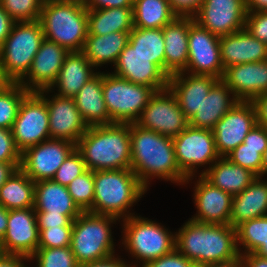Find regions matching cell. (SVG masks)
<instances>
[{
    "label": "cell",
    "instance_id": "obj_1",
    "mask_svg": "<svg viewBox=\"0 0 267 267\" xmlns=\"http://www.w3.org/2000/svg\"><path fill=\"white\" fill-rule=\"evenodd\" d=\"M131 170L148 189L153 178L184 185L187 177L179 170L173 138L130 124Z\"/></svg>",
    "mask_w": 267,
    "mask_h": 267
},
{
    "label": "cell",
    "instance_id": "obj_2",
    "mask_svg": "<svg viewBox=\"0 0 267 267\" xmlns=\"http://www.w3.org/2000/svg\"><path fill=\"white\" fill-rule=\"evenodd\" d=\"M176 233L175 249L195 266L230 262L240 257L236 229L189 219Z\"/></svg>",
    "mask_w": 267,
    "mask_h": 267
},
{
    "label": "cell",
    "instance_id": "obj_3",
    "mask_svg": "<svg viewBox=\"0 0 267 267\" xmlns=\"http://www.w3.org/2000/svg\"><path fill=\"white\" fill-rule=\"evenodd\" d=\"M76 149L91 171L131 169L130 124L89 126Z\"/></svg>",
    "mask_w": 267,
    "mask_h": 267
},
{
    "label": "cell",
    "instance_id": "obj_4",
    "mask_svg": "<svg viewBox=\"0 0 267 267\" xmlns=\"http://www.w3.org/2000/svg\"><path fill=\"white\" fill-rule=\"evenodd\" d=\"M146 192L147 188L131 169L94 171V199L89 212L129 218L135 215L130 213V207Z\"/></svg>",
    "mask_w": 267,
    "mask_h": 267
},
{
    "label": "cell",
    "instance_id": "obj_5",
    "mask_svg": "<svg viewBox=\"0 0 267 267\" xmlns=\"http://www.w3.org/2000/svg\"><path fill=\"white\" fill-rule=\"evenodd\" d=\"M39 22L45 39L81 52L88 35V10L77 0H45Z\"/></svg>",
    "mask_w": 267,
    "mask_h": 267
},
{
    "label": "cell",
    "instance_id": "obj_6",
    "mask_svg": "<svg viewBox=\"0 0 267 267\" xmlns=\"http://www.w3.org/2000/svg\"><path fill=\"white\" fill-rule=\"evenodd\" d=\"M44 39L39 20L15 22L0 47V73L6 82H20L27 75Z\"/></svg>",
    "mask_w": 267,
    "mask_h": 267
},
{
    "label": "cell",
    "instance_id": "obj_7",
    "mask_svg": "<svg viewBox=\"0 0 267 267\" xmlns=\"http://www.w3.org/2000/svg\"><path fill=\"white\" fill-rule=\"evenodd\" d=\"M117 220L120 221L114 216L87 211L73 221L70 247L78 265L115 254L111 225Z\"/></svg>",
    "mask_w": 267,
    "mask_h": 267
},
{
    "label": "cell",
    "instance_id": "obj_8",
    "mask_svg": "<svg viewBox=\"0 0 267 267\" xmlns=\"http://www.w3.org/2000/svg\"><path fill=\"white\" fill-rule=\"evenodd\" d=\"M122 221V244L141 267L175 250L176 233L160 223L138 215Z\"/></svg>",
    "mask_w": 267,
    "mask_h": 267
},
{
    "label": "cell",
    "instance_id": "obj_9",
    "mask_svg": "<svg viewBox=\"0 0 267 267\" xmlns=\"http://www.w3.org/2000/svg\"><path fill=\"white\" fill-rule=\"evenodd\" d=\"M102 90L112 124L136 123L156 92L151 87L135 84L110 72H103Z\"/></svg>",
    "mask_w": 267,
    "mask_h": 267
},
{
    "label": "cell",
    "instance_id": "obj_10",
    "mask_svg": "<svg viewBox=\"0 0 267 267\" xmlns=\"http://www.w3.org/2000/svg\"><path fill=\"white\" fill-rule=\"evenodd\" d=\"M173 145L179 170L187 177L184 184L192 181L194 176L197 177L195 174L199 167H206L209 164L208 168L200 172L202 175L220 158L215 146L214 134L209 129L188 125L184 131L173 137Z\"/></svg>",
    "mask_w": 267,
    "mask_h": 267
},
{
    "label": "cell",
    "instance_id": "obj_11",
    "mask_svg": "<svg viewBox=\"0 0 267 267\" xmlns=\"http://www.w3.org/2000/svg\"><path fill=\"white\" fill-rule=\"evenodd\" d=\"M11 131L16 148L21 153L50 139L48 108L37 92H30L23 99Z\"/></svg>",
    "mask_w": 267,
    "mask_h": 267
},
{
    "label": "cell",
    "instance_id": "obj_12",
    "mask_svg": "<svg viewBox=\"0 0 267 267\" xmlns=\"http://www.w3.org/2000/svg\"><path fill=\"white\" fill-rule=\"evenodd\" d=\"M136 124L173 138L185 130L188 120L180 109L176 96L166 88L151 96Z\"/></svg>",
    "mask_w": 267,
    "mask_h": 267
},
{
    "label": "cell",
    "instance_id": "obj_13",
    "mask_svg": "<svg viewBox=\"0 0 267 267\" xmlns=\"http://www.w3.org/2000/svg\"><path fill=\"white\" fill-rule=\"evenodd\" d=\"M76 145L58 139H48L21 153L20 169L33 181L53 179L58 168Z\"/></svg>",
    "mask_w": 267,
    "mask_h": 267
},
{
    "label": "cell",
    "instance_id": "obj_14",
    "mask_svg": "<svg viewBox=\"0 0 267 267\" xmlns=\"http://www.w3.org/2000/svg\"><path fill=\"white\" fill-rule=\"evenodd\" d=\"M219 41V36L194 21L189 26L188 63L183 72L194 75H210L221 80L224 68Z\"/></svg>",
    "mask_w": 267,
    "mask_h": 267
},
{
    "label": "cell",
    "instance_id": "obj_15",
    "mask_svg": "<svg viewBox=\"0 0 267 267\" xmlns=\"http://www.w3.org/2000/svg\"><path fill=\"white\" fill-rule=\"evenodd\" d=\"M246 0H204L194 21L222 37L245 28Z\"/></svg>",
    "mask_w": 267,
    "mask_h": 267
},
{
    "label": "cell",
    "instance_id": "obj_16",
    "mask_svg": "<svg viewBox=\"0 0 267 267\" xmlns=\"http://www.w3.org/2000/svg\"><path fill=\"white\" fill-rule=\"evenodd\" d=\"M37 93L46 101L50 138L66 140L76 145L89 126L80 114L74 99L56 94L50 98L47 95L50 93L49 89H43Z\"/></svg>",
    "mask_w": 267,
    "mask_h": 267
},
{
    "label": "cell",
    "instance_id": "obj_17",
    "mask_svg": "<svg viewBox=\"0 0 267 267\" xmlns=\"http://www.w3.org/2000/svg\"><path fill=\"white\" fill-rule=\"evenodd\" d=\"M256 124V112L252 102L238 101L212 129L220 157H225L242 144Z\"/></svg>",
    "mask_w": 267,
    "mask_h": 267
},
{
    "label": "cell",
    "instance_id": "obj_18",
    "mask_svg": "<svg viewBox=\"0 0 267 267\" xmlns=\"http://www.w3.org/2000/svg\"><path fill=\"white\" fill-rule=\"evenodd\" d=\"M38 243L39 230L34 207L8 210L7 230L1 242L4 254L30 258Z\"/></svg>",
    "mask_w": 267,
    "mask_h": 267
},
{
    "label": "cell",
    "instance_id": "obj_19",
    "mask_svg": "<svg viewBox=\"0 0 267 267\" xmlns=\"http://www.w3.org/2000/svg\"><path fill=\"white\" fill-rule=\"evenodd\" d=\"M68 54L66 48L44 39L33 59L30 71L19 82L20 85L30 92L49 89L56 81Z\"/></svg>",
    "mask_w": 267,
    "mask_h": 267
},
{
    "label": "cell",
    "instance_id": "obj_20",
    "mask_svg": "<svg viewBox=\"0 0 267 267\" xmlns=\"http://www.w3.org/2000/svg\"><path fill=\"white\" fill-rule=\"evenodd\" d=\"M114 66L112 73L130 82L151 87L155 91L168 88L169 77L149 58L133 50L129 43Z\"/></svg>",
    "mask_w": 267,
    "mask_h": 267
},
{
    "label": "cell",
    "instance_id": "obj_21",
    "mask_svg": "<svg viewBox=\"0 0 267 267\" xmlns=\"http://www.w3.org/2000/svg\"><path fill=\"white\" fill-rule=\"evenodd\" d=\"M194 188L197 212L190 219L205 224L230 225L233 196L212 185L202 175L198 176Z\"/></svg>",
    "mask_w": 267,
    "mask_h": 267
},
{
    "label": "cell",
    "instance_id": "obj_22",
    "mask_svg": "<svg viewBox=\"0 0 267 267\" xmlns=\"http://www.w3.org/2000/svg\"><path fill=\"white\" fill-rule=\"evenodd\" d=\"M221 80L239 101H252L267 93V60L229 66Z\"/></svg>",
    "mask_w": 267,
    "mask_h": 267
},
{
    "label": "cell",
    "instance_id": "obj_23",
    "mask_svg": "<svg viewBox=\"0 0 267 267\" xmlns=\"http://www.w3.org/2000/svg\"><path fill=\"white\" fill-rule=\"evenodd\" d=\"M219 80L210 75L179 72L169 77L168 88L176 96L180 109L189 121L200 108L203 99L207 97L211 88Z\"/></svg>",
    "mask_w": 267,
    "mask_h": 267
},
{
    "label": "cell",
    "instance_id": "obj_24",
    "mask_svg": "<svg viewBox=\"0 0 267 267\" xmlns=\"http://www.w3.org/2000/svg\"><path fill=\"white\" fill-rule=\"evenodd\" d=\"M223 68L267 60V44L256 39L246 28L220 37Z\"/></svg>",
    "mask_w": 267,
    "mask_h": 267
},
{
    "label": "cell",
    "instance_id": "obj_25",
    "mask_svg": "<svg viewBox=\"0 0 267 267\" xmlns=\"http://www.w3.org/2000/svg\"><path fill=\"white\" fill-rule=\"evenodd\" d=\"M193 17L177 16L163 27L165 45V74L171 75L183 72L188 63V34Z\"/></svg>",
    "mask_w": 267,
    "mask_h": 267
},
{
    "label": "cell",
    "instance_id": "obj_26",
    "mask_svg": "<svg viewBox=\"0 0 267 267\" xmlns=\"http://www.w3.org/2000/svg\"><path fill=\"white\" fill-rule=\"evenodd\" d=\"M94 69L96 68L82 52H69L49 92L57 88L56 95L74 98L80 89L98 73L94 72Z\"/></svg>",
    "mask_w": 267,
    "mask_h": 267
},
{
    "label": "cell",
    "instance_id": "obj_27",
    "mask_svg": "<svg viewBox=\"0 0 267 267\" xmlns=\"http://www.w3.org/2000/svg\"><path fill=\"white\" fill-rule=\"evenodd\" d=\"M263 216H267V181L257 176L244 191L233 195L230 225L236 228L245 221Z\"/></svg>",
    "mask_w": 267,
    "mask_h": 267
},
{
    "label": "cell",
    "instance_id": "obj_28",
    "mask_svg": "<svg viewBox=\"0 0 267 267\" xmlns=\"http://www.w3.org/2000/svg\"><path fill=\"white\" fill-rule=\"evenodd\" d=\"M232 95V96H231ZM239 100L227 85L219 80L203 99L200 108L188 121V125L212 130L215 124L230 111Z\"/></svg>",
    "mask_w": 267,
    "mask_h": 267
},
{
    "label": "cell",
    "instance_id": "obj_29",
    "mask_svg": "<svg viewBox=\"0 0 267 267\" xmlns=\"http://www.w3.org/2000/svg\"><path fill=\"white\" fill-rule=\"evenodd\" d=\"M34 210L49 212V214H63L72 221L82 213L74 203L67 187L53 179L35 183Z\"/></svg>",
    "mask_w": 267,
    "mask_h": 267
},
{
    "label": "cell",
    "instance_id": "obj_30",
    "mask_svg": "<svg viewBox=\"0 0 267 267\" xmlns=\"http://www.w3.org/2000/svg\"><path fill=\"white\" fill-rule=\"evenodd\" d=\"M102 82L103 72L98 71L73 98L88 126L112 124L103 98Z\"/></svg>",
    "mask_w": 267,
    "mask_h": 267
},
{
    "label": "cell",
    "instance_id": "obj_31",
    "mask_svg": "<svg viewBox=\"0 0 267 267\" xmlns=\"http://www.w3.org/2000/svg\"><path fill=\"white\" fill-rule=\"evenodd\" d=\"M202 176L232 196L244 191L257 177L249 169L231 163L226 157L217 159Z\"/></svg>",
    "mask_w": 267,
    "mask_h": 267
},
{
    "label": "cell",
    "instance_id": "obj_32",
    "mask_svg": "<svg viewBox=\"0 0 267 267\" xmlns=\"http://www.w3.org/2000/svg\"><path fill=\"white\" fill-rule=\"evenodd\" d=\"M130 32L107 35H87L82 53L96 69L107 63L115 65L118 56L129 43Z\"/></svg>",
    "mask_w": 267,
    "mask_h": 267
},
{
    "label": "cell",
    "instance_id": "obj_33",
    "mask_svg": "<svg viewBox=\"0 0 267 267\" xmlns=\"http://www.w3.org/2000/svg\"><path fill=\"white\" fill-rule=\"evenodd\" d=\"M133 28V7L88 10V35L131 32Z\"/></svg>",
    "mask_w": 267,
    "mask_h": 267
},
{
    "label": "cell",
    "instance_id": "obj_34",
    "mask_svg": "<svg viewBox=\"0 0 267 267\" xmlns=\"http://www.w3.org/2000/svg\"><path fill=\"white\" fill-rule=\"evenodd\" d=\"M35 182L20 168L0 188V205L7 210L34 207Z\"/></svg>",
    "mask_w": 267,
    "mask_h": 267
},
{
    "label": "cell",
    "instance_id": "obj_35",
    "mask_svg": "<svg viewBox=\"0 0 267 267\" xmlns=\"http://www.w3.org/2000/svg\"><path fill=\"white\" fill-rule=\"evenodd\" d=\"M133 17L134 27L158 29L168 25L177 15L169 0H134Z\"/></svg>",
    "mask_w": 267,
    "mask_h": 267
},
{
    "label": "cell",
    "instance_id": "obj_36",
    "mask_svg": "<svg viewBox=\"0 0 267 267\" xmlns=\"http://www.w3.org/2000/svg\"><path fill=\"white\" fill-rule=\"evenodd\" d=\"M129 44L138 53L150 59L165 73V45L163 28L134 27L129 34Z\"/></svg>",
    "mask_w": 267,
    "mask_h": 267
},
{
    "label": "cell",
    "instance_id": "obj_37",
    "mask_svg": "<svg viewBox=\"0 0 267 267\" xmlns=\"http://www.w3.org/2000/svg\"><path fill=\"white\" fill-rule=\"evenodd\" d=\"M235 229L240 255L255 253L267 258V216L245 221Z\"/></svg>",
    "mask_w": 267,
    "mask_h": 267
},
{
    "label": "cell",
    "instance_id": "obj_38",
    "mask_svg": "<svg viewBox=\"0 0 267 267\" xmlns=\"http://www.w3.org/2000/svg\"><path fill=\"white\" fill-rule=\"evenodd\" d=\"M29 93L19 82H5L0 87V128L12 129L20 105Z\"/></svg>",
    "mask_w": 267,
    "mask_h": 267
},
{
    "label": "cell",
    "instance_id": "obj_39",
    "mask_svg": "<svg viewBox=\"0 0 267 267\" xmlns=\"http://www.w3.org/2000/svg\"><path fill=\"white\" fill-rule=\"evenodd\" d=\"M74 203L82 212L92 209L94 199V171L87 169L66 186Z\"/></svg>",
    "mask_w": 267,
    "mask_h": 267
},
{
    "label": "cell",
    "instance_id": "obj_40",
    "mask_svg": "<svg viewBox=\"0 0 267 267\" xmlns=\"http://www.w3.org/2000/svg\"><path fill=\"white\" fill-rule=\"evenodd\" d=\"M36 267H78L71 247L37 248L29 258Z\"/></svg>",
    "mask_w": 267,
    "mask_h": 267
},
{
    "label": "cell",
    "instance_id": "obj_41",
    "mask_svg": "<svg viewBox=\"0 0 267 267\" xmlns=\"http://www.w3.org/2000/svg\"><path fill=\"white\" fill-rule=\"evenodd\" d=\"M45 0H0L2 8L15 22L37 21Z\"/></svg>",
    "mask_w": 267,
    "mask_h": 267
},
{
    "label": "cell",
    "instance_id": "obj_42",
    "mask_svg": "<svg viewBox=\"0 0 267 267\" xmlns=\"http://www.w3.org/2000/svg\"><path fill=\"white\" fill-rule=\"evenodd\" d=\"M266 148L246 147L240 144L225 157L233 164L249 169L257 176H262L263 155Z\"/></svg>",
    "mask_w": 267,
    "mask_h": 267
},
{
    "label": "cell",
    "instance_id": "obj_43",
    "mask_svg": "<svg viewBox=\"0 0 267 267\" xmlns=\"http://www.w3.org/2000/svg\"><path fill=\"white\" fill-rule=\"evenodd\" d=\"M87 170L81 153L75 148L58 168L53 180L63 186H68L72 180Z\"/></svg>",
    "mask_w": 267,
    "mask_h": 267
},
{
    "label": "cell",
    "instance_id": "obj_44",
    "mask_svg": "<svg viewBox=\"0 0 267 267\" xmlns=\"http://www.w3.org/2000/svg\"><path fill=\"white\" fill-rule=\"evenodd\" d=\"M73 226H58L39 230L38 248L68 247L71 245Z\"/></svg>",
    "mask_w": 267,
    "mask_h": 267
},
{
    "label": "cell",
    "instance_id": "obj_45",
    "mask_svg": "<svg viewBox=\"0 0 267 267\" xmlns=\"http://www.w3.org/2000/svg\"><path fill=\"white\" fill-rule=\"evenodd\" d=\"M245 28L256 39L267 44V11L247 12Z\"/></svg>",
    "mask_w": 267,
    "mask_h": 267
},
{
    "label": "cell",
    "instance_id": "obj_46",
    "mask_svg": "<svg viewBox=\"0 0 267 267\" xmlns=\"http://www.w3.org/2000/svg\"><path fill=\"white\" fill-rule=\"evenodd\" d=\"M0 162H21V152L16 148L12 131L0 128Z\"/></svg>",
    "mask_w": 267,
    "mask_h": 267
},
{
    "label": "cell",
    "instance_id": "obj_47",
    "mask_svg": "<svg viewBox=\"0 0 267 267\" xmlns=\"http://www.w3.org/2000/svg\"><path fill=\"white\" fill-rule=\"evenodd\" d=\"M142 267H196V266L193 261L189 260L187 257H185L183 254H181L175 249L170 254L152 260L146 263Z\"/></svg>",
    "mask_w": 267,
    "mask_h": 267
},
{
    "label": "cell",
    "instance_id": "obj_48",
    "mask_svg": "<svg viewBox=\"0 0 267 267\" xmlns=\"http://www.w3.org/2000/svg\"><path fill=\"white\" fill-rule=\"evenodd\" d=\"M38 229L58 226H73V221L63 214H49V212H36Z\"/></svg>",
    "mask_w": 267,
    "mask_h": 267
},
{
    "label": "cell",
    "instance_id": "obj_49",
    "mask_svg": "<svg viewBox=\"0 0 267 267\" xmlns=\"http://www.w3.org/2000/svg\"><path fill=\"white\" fill-rule=\"evenodd\" d=\"M204 0H169L171 9L179 17H193Z\"/></svg>",
    "mask_w": 267,
    "mask_h": 267
},
{
    "label": "cell",
    "instance_id": "obj_50",
    "mask_svg": "<svg viewBox=\"0 0 267 267\" xmlns=\"http://www.w3.org/2000/svg\"><path fill=\"white\" fill-rule=\"evenodd\" d=\"M243 144L252 148H267V128L255 125L246 135Z\"/></svg>",
    "mask_w": 267,
    "mask_h": 267
},
{
    "label": "cell",
    "instance_id": "obj_51",
    "mask_svg": "<svg viewBox=\"0 0 267 267\" xmlns=\"http://www.w3.org/2000/svg\"><path fill=\"white\" fill-rule=\"evenodd\" d=\"M134 0H85L87 10H102L117 7H133Z\"/></svg>",
    "mask_w": 267,
    "mask_h": 267
},
{
    "label": "cell",
    "instance_id": "obj_52",
    "mask_svg": "<svg viewBox=\"0 0 267 267\" xmlns=\"http://www.w3.org/2000/svg\"><path fill=\"white\" fill-rule=\"evenodd\" d=\"M257 125L267 128V93L257 95L252 101Z\"/></svg>",
    "mask_w": 267,
    "mask_h": 267
},
{
    "label": "cell",
    "instance_id": "obj_53",
    "mask_svg": "<svg viewBox=\"0 0 267 267\" xmlns=\"http://www.w3.org/2000/svg\"><path fill=\"white\" fill-rule=\"evenodd\" d=\"M78 267H138V264H127L125 260L121 259L118 255L113 254L101 260L80 264Z\"/></svg>",
    "mask_w": 267,
    "mask_h": 267
},
{
    "label": "cell",
    "instance_id": "obj_54",
    "mask_svg": "<svg viewBox=\"0 0 267 267\" xmlns=\"http://www.w3.org/2000/svg\"><path fill=\"white\" fill-rule=\"evenodd\" d=\"M15 21L8 15L0 4V47L11 33Z\"/></svg>",
    "mask_w": 267,
    "mask_h": 267
},
{
    "label": "cell",
    "instance_id": "obj_55",
    "mask_svg": "<svg viewBox=\"0 0 267 267\" xmlns=\"http://www.w3.org/2000/svg\"><path fill=\"white\" fill-rule=\"evenodd\" d=\"M26 260L31 262L29 258L21 255L4 254L0 258V267H27Z\"/></svg>",
    "mask_w": 267,
    "mask_h": 267
},
{
    "label": "cell",
    "instance_id": "obj_56",
    "mask_svg": "<svg viewBox=\"0 0 267 267\" xmlns=\"http://www.w3.org/2000/svg\"><path fill=\"white\" fill-rule=\"evenodd\" d=\"M21 162H0V188L20 168Z\"/></svg>",
    "mask_w": 267,
    "mask_h": 267
},
{
    "label": "cell",
    "instance_id": "obj_57",
    "mask_svg": "<svg viewBox=\"0 0 267 267\" xmlns=\"http://www.w3.org/2000/svg\"><path fill=\"white\" fill-rule=\"evenodd\" d=\"M244 267H267V258L259 257L255 253L240 255Z\"/></svg>",
    "mask_w": 267,
    "mask_h": 267
},
{
    "label": "cell",
    "instance_id": "obj_58",
    "mask_svg": "<svg viewBox=\"0 0 267 267\" xmlns=\"http://www.w3.org/2000/svg\"><path fill=\"white\" fill-rule=\"evenodd\" d=\"M267 11V0H246V12Z\"/></svg>",
    "mask_w": 267,
    "mask_h": 267
},
{
    "label": "cell",
    "instance_id": "obj_59",
    "mask_svg": "<svg viewBox=\"0 0 267 267\" xmlns=\"http://www.w3.org/2000/svg\"><path fill=\"white\" fill-rule=\"evenodd\" d=\"M8 210L0 205V242L7 230Z\"/></svg>",
    "mask_w": 267,
    "mask_h": 267
},
{
    "label": "cell",
    "instance_id": "obj_60",
    "mask_svg": "<svg viewBox=\"0 0 267 267\" xmlns=\"http://www.w3.org/2000/svg\"><path fill=\"white\" fill-rule=\"evenodd\" d=\"M198 267H244L241 256L230 262L225 263H215V264H205Z\"/></svg>",
    "mask_w": 267,
    "mask_h": 267
},
{
    "label": "cell",
    "instance_id": "obj_61",
    "mask_svg": "<svg viewBox=\"0 0 267 267\" xmlns=\"http://www.w3.org/2000/svg\"><path fill=\"white\" fill-rule=\"evenodd\" d=\"M264 175H267V148L264 152L263 162H262V177H264Z\"/></svg>",
    "mask_w": 267,
    "mask_h": 267
},
{
    "label": "cell",
    "instance_id": "obj_62",
    "mask_svg": "<svg viewBox=\"0 0 267 267\" xmlns=\"http://www.w3.org/2000/svg\"><path fill=\"white\" fill-rule=\"evenodd\" d=\"M6 81L3 79L1 73H0V87L5 83Z\"/></svg>",
    "mask_w": 267,
    "mask_h": 267
},
{
    "label": "cell",
    "instance_id": "obj_63",
    "mask_svg": "<svg viewBox=\"0 0 267 267\" xmlns=\"http://www.w3.org/2000/svg\"><path fill=\"white\" fill-rule=\"evenodd\" d=\"M4 255V251H3V248H2V244L0 242V258Z\"/></svg>",
    "mask_w": 267,
    "mask_h": 267
}]
</instances>
